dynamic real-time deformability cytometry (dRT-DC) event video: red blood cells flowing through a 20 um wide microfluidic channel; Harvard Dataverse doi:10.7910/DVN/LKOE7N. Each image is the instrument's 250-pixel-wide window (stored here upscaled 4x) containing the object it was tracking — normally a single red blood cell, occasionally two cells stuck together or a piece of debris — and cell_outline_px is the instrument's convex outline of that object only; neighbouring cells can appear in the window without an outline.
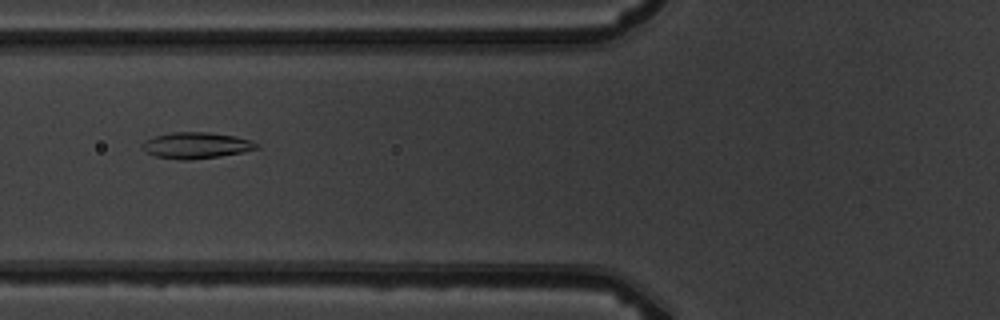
{"species": "common noctule bat (a hibernating species)", "species_latin": "Nyctalus noctula", "temperature_condition": "warm", "stored_images_in_passage": 16, "segment_of_instrument_passage": [1, 2], "camera_frame_rate_fps": 3000, "um_per_image_px": 0.085, "animal": {"sex": "male", "body_mass_g": 19.5, "forearm_length_mm": 54.6}, "frame": {"image": 1, "passage_image": 6, "time_ms": 6.0, "image_size_px": [1000, 320], "cell_outline_px": [[260, 148], [240, 152], [216, 156], [188, 160], [180, 160], [156, 156], [144, 152], [140, 148], [140, 144], [144, 140], [156, 136], [172, 132], [208, 132], [236, 136], [252, 140], [260, 144]], "centroid_in_image_um": [16.65, 12.35], "position_along_channel_um": 109.2, "area_um2": 17.51}}
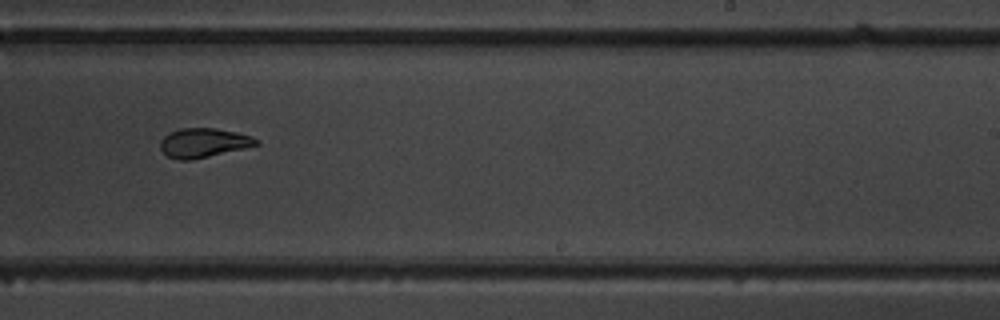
{"frame": {"image": 2, "passage_image": 10, "time_ms": 10.333, "image_size_px": [1000, 320], "cell_outline_px": [[260, 144], [244, 148], [192, 160], [180, 160], [168, 156], [160, 148], [160, 140], [168, 132], [180, 128], [216, 128], [236, 132], [252, 136], [260, 140]], "centroid_in_image_um": [17.3, 12.13], "position_along_channel_um": 271.7, "area_um2": 16.42}}
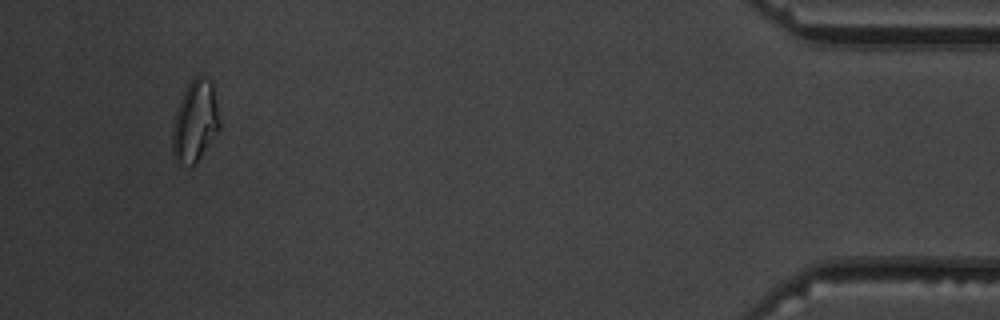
{"frame": {"image": 3, "passage_image": 15, "time_ms": 16.0, "image_size_px": [1000, 320], "cell_outline_px": [[220, 128], [196, 164], [192, 164], [176, 160], [172, 152], [172, 128], [176, 112], [184, 92], [188, 84], [196, 76], [200, 76], [212, 80], [220, 120]], "centroid_in_image_um": [16.6, 10.3], "position_along_channel_um": 418.6, "area_um2": 22.02}}